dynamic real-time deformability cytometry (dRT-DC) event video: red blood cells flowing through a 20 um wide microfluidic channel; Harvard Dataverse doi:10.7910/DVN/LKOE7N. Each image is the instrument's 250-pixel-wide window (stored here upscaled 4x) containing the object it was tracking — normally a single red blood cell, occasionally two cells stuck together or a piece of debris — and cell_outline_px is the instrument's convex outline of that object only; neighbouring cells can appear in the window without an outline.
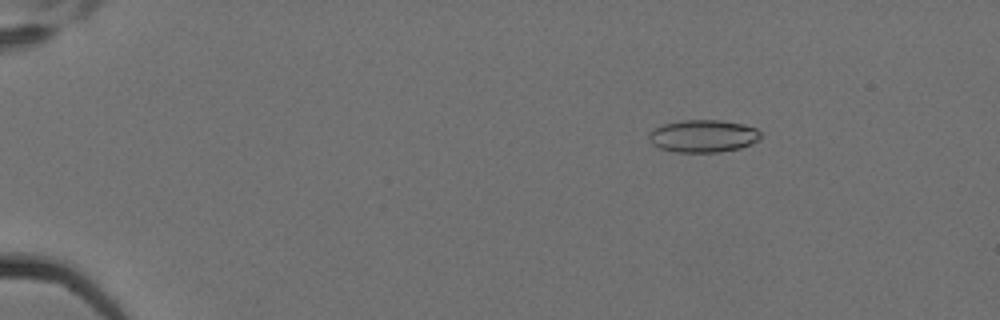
{"species": "Egyptian fruit bat (a non-hibernating species)", "species_latin": "Rousettus aegyptiacus", "temperature_condition": "cold", "stored_images_in_passage": 3, "camera_frame_rate_fps": 3000, "um_per_image_px": 0.085, "animal": {"sex": "female"}, "frame": {"image": 1, "passage_image": 1, "time_ms": 0.0, "image_size_px": [1000, 320], "cell_outline_px": [[760, 140], [752, 144], [740, 148], [720, 152], [676, 152], [660, 148], [652, 144], [648, 136], [648, 132], [664, 124], [680, 120], [720, 120], [744, 124], [756, 128], [760, 132]], "centroid_in_image_um": [59.79, 11.56], "position_along_channel_um": 25.2, "area_um2": 21.27}}